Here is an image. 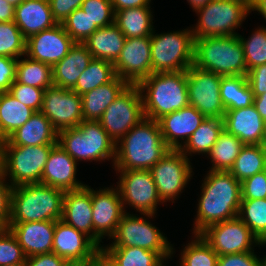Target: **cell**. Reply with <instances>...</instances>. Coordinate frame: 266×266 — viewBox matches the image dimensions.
<instances>
[{
  "label": "cell",
  "instance_id": "cell-14",
  "mask_svg": "<svg viewBox=\"0 0 266 266\" xmlns=\"http://www.w3.org/2000/svg\"><path fill=\"white\" fill-rule=\"evenodd\" d=\"M190 106L206 118H223L226 109L220 96L222 76L194 65L186 70Z\"/></svg>",
  "mask_w": 266,
  "mask_h": 266
},
{
  "label": "cell",
  "instance_id": "cell-37",
  "mask_svg": "<svg viewBox=\"0 0 266 266\" xmlns=\"http://www.w3.org/2000/svg\"><path fill=\"white\" fill-rule=\"evenodd\" d=\"M26 57L17 60L15 81L44 90L53 86L52 66Z\"/></svg>",
  "mask_w": 266,
  "mask_h": 266
},
{
  "label": "cell",
  "instance_id": "cell-17",
  "mask_svg": "<svg viewBox=\"0 0 266 266\" xmlns=\"http://www.w3.org/2000/svg\"><path fill=\"white\" fill-rule=\"evenodd\" d=\"M103 188L99 190L91 188L94 242L100 248L104 246L101 245L102 239L113 236L122 216L127 213L117 186Z\"/></svg>",
  "mask_w": 266,
  "mask_h": 266
},
{
  "label": "cell",
  "instance_id": "cell-18",
  "mask_svg": "<svg viewBox=\"0 0 266 266\" xmlns=\"http://www.w3.org/2000/svg\"><path fill=\"white\" fill-rule=\"evenodd\" d=\"M115 74L129 85H138L152 74L150 36L126 38L113 63Z\"/></svg>",
  "mask_w": 266,
  "mask_h": 266
},
{
  "label": "cell",
  "instance_id": "cell-3",
  "mask_svg": "<svg viewBox=\"0 0 266 266\" xmlns=\"http://www.w3.org/2000/svg\"><path fill=\"white\" fill-rule=\"evenodd\" d=\"M64 194L42 183L12 187L9 223L61 220Z\"/></svg>",
  "mask_w": 266,
  "mask_h": 266
},
{
  "label": "cell",
  "instance_id": "cell-32",
  "mask_svg": "<svg viewBox=\"0 0 266 266\" xmlns=\"http://www.w3.org/2000/svg\"><path fill=\"white\" fill-rule=\"evenodd\" d=\"M35 111L19 102L8 91L0 95V142L23 126Z\"/></svg>",
  "mask_w": 266,
  "mask_h": 266
},
{
  "label": "cell",
  "instance_id": "cell-63",
  "mask_svg": "<svg viewBox=\"0 0 266 266\" xmlns=\"http://www.w3.org/2000/svg\"><path fill=\"white\" fill-rule=\"evenodd\" d=\"M6 266H27V265H26V262H23V263H18L14 265H6Z\"/></svg>",
  "mask_w": 266,
  "mask_h": 266
},
{
  "label": "cell",
  "instance_id": "cell-34",
  "mask_svg": "<svg viewBox=\"0 0 266 266\" xmlns=\"http://www.w3.org/2000/svg\"><path fill=\"white\" fill-rule=\"evenodd\" d=\"M220 96L226 110L249 107L254 102L247 76H222Z\"/></svg>",
  "mask_w": 266,
  "mask_h": 266
},
{
  "label": "cell",
  "instance_id": "cell-35",
  "mask_svg": "<svg viewBox=\"0 0 266 266\" xmlns=\"http://www.w3.org/2000/svg\"><path fill=\"white\" fill-rule=\"evenodd\" d=\"M245 144L225 129L218 136V140L208 153L212 162V171H229Z\"/></svg>",
  "mask_w": 266,
  "mask_h": 266
},
{
  "label": "cell",
  "instance_id": "cell-23",
  "mask_svg": "<svg viewBox=\"0 0 266 266\" xmlns=\"http://www.w3.org/2000/svg\"><path fill=\"white\" fill-rule=\"evenodd\" d=\"M26 257L52 252L55 221L8 223Z\"/></svg>",
  "mask_w": 266,
  "mask_h": 266
},
{
  "label": "cell",
  "instance_id": "cell-7",
  "mask_svg": "<svg viewBox=\"0 0 266 266\" xmlns=\"http://www.w3.org/2000/svg\"><path fill=\"white\" fill-rule=\"evenodd\" d=\"M198 22L191 27L194 39L238 35L250 12V0H212L195 12Z\"/></svg>",
  "mask_w": 266,
  "mask_h": 266
},
{
  "label": "cell",
  "instance_id": "cell-66",
  "mask_svg": "<svg viewBox=\"0 0 266 266\" xmlns=\"http://www.w3.org/2000/svg\"><path fill=\"white\" fill-rule=\"evenodd\" d=\"M70 266H82V265H79V264H71Z\"/></svg>",
  "mask_w": 266,
  "mask_h": 266
},
{
  "label": "cell",
  "instance_id": "cell-64",
  "mask_svg": "<svg viewBox=\"0 0 266 266\" xmlns=\"http://www.w3.org/2000/svg\"><path fill=\"white\" fill-rule=\"evenodd\" d=\"M261 245H262V246H263V245L265 246V245H266V241H265V242H262ZM263 259H264V266H266V256H264Z\"/></svg>",
  "mask_w": 266,
  "mask_h": 266
},
{
  "label": "cell",
  "instance_id": "cell-12",
  "mask_svg": "<svg viewBox=\"0 0 266 266\" xmlns=\"http://www.w3.org/2000/svg\"><path fill=\"white\" fill-rule=\"evenodd\" d=\"M190 158L179 149H170L151 169L161 200L174 203L193 177Z\"/></svg>",
  "mask_w": 266,
  "mask_h": 266
},
{
  "label": "cell",
  "instance_id": "cell-26",
  "mask_svg": "<svg viewBox=\"0 0 266 266\" xmlns=\"http://www.w3.org/2000/svg\"><path fill=\"white\" fill-rule=\"evenodd\" d=\"M14 22L25 39L57 25L49 0H24L15 7Z\"/></svg>",
  "mask_w": 266,
  "mask_h": 266
},
{
  "label": "cell",
  "instance_id": "cell-60",
  "mask_svg": "<svg viewBox=\"0 0 266 266\" xmlns=\"http://www.w3.org/2000/svg\"><path fill=\"white\" fill-rule=\"evenodd\" d=\"M212 0H187L189 5L192 7L193 11L203 8Z\"/></svg>",
  "mask_w": 266,
  "mask_h": 266
},
{
  "label": "cell",
  "instance_id": "cell-13",
  "mask_svg": "<svg viewBox=\"0 0 266 266\" xmlns=\"http://www.w3.org/2000/svg\"><path fill=\"white\" fill-rule=\"evenodd\" d=\"M119 173L116 182L125 207H133L139 214H155L161 200L150 170H115ZM160 203V204H159ZM128 204V206H126Z\"/></svg>",
  "mask_w": 266,
  "mask_h": 266
},
{
  "label": "cell",
  "instance_id": "cell-41",
  "mask_svg": "<svg viewBox=\"0 0 266 266\" xmlns=\"http://www.w3.org/2000/svg\"><path fill=\"white\" fill-rule=\"evenodd\" d=\"M238 217L261 243L266 241V198L241 200Z\"/></svg>",
  "mask_w": 266,
  "mask_h": 266
},
{
  "label": "cell",
  "instance_id": "cell-65",
  "mask_svg": "<svg viewBox=\"0 0 266 266\" xmlns=\"http://www.w3.org/2000/svg\"><path fill=\"white\" fill-rule=\"evenodd\" d=\"M5 227L0 223V232L4 229Z\"/></svg>",
  "mask_w": 266,
  "mask_h": 266
},
{
  "label": "cell",
  "instance_id": "cell-42",
  "mask_svg": "<svg viewBox=\"0 0 266 266\" xmlns=\"http://www.w3.org/2000/svg\"><path fill=\"white\" fill-rule=\"evenodd\" d=\"M252 32L247 39L237 35L242 43L248 71L266 63V27L260 26Z\"/></svg>",
  "mask_w": 266,
  "mask_h": 266
},
{
  "label": "cell",
  "instance_id": "cell-59",
  "mask_svg": "<svg viewBox=\"0 0 266 266\" xmlns=\"http://www.w3.org/2000/svg\"><path fill=\"white\" fill-rule=\"evenodd\" d=\"M252 11L259 12L266 20V0H250V12Z\"/></svg>",
  "mask_w": 266,
  "mask_h": 266
},
{
  "label": "cell",
  "instance_id": "cell-45",
  "mask_svg": "<svg viewBox=\"0 0 266 266\" xmlns=\"http://www.w3.org/2000/svg\"><path fill=\"white\" fill-rule=\"evenodd\" d=\"M26 262V256L9 228L0 232V266Z\"/></svg>",
  "mask_w": 266,
  "mask_h": 266
},
{
  "label": "cell",
  "instance_id": "cell-5",
  "mask_svg": "<svg viewBox=\"0 0 266 266\" xmlns=\"http://www.w3.org/2000/svg\"><path fill=\"white\" fill-rule=\"evenodd\" d=\"M193 65L221 76H247L248 73L237 35L195 39Z\"/></svg>",
  "mask_w": 266,
  "mask_h": 266
},
{
  "label": "cell",
  "instance_id": "cell-52",
  "mask_svg": "<svg viewBox=\"0 0 266 266\" xmlns=\"http://www.w3.org/2000/svg\"><path fill=\"white\" fill-rule=\"evenodd\" d=\"M12 186L0 172V223L7 228L10 219Z\"/></svg>",
  "mask_w": 266,
  "mask_h": 266
},
{
  "label": "cell",
  "instance_id": "cell-24",
  "mask_svg": "<svg viewBox=\"0 0 266 266\" xmlns=\"http://www.w3.org/2000/svg\"><path fill=\"white\" fill-rule=\"evenodd\" d=\"M223 121L224 129L245 145H260L265 121L253 104L249 107L226 110Z\"/></svg>",
  "mask_w": 266,
  "mask_h": 266
},
{
  "label": "cell",
  "instance_id": "cell-20",
  "mask_svg": "<svg viewBox=\"0 0 266 266\" xmlns=\"http://www.w3.org/2000/svg\"><path fill=\"white\" fill-rule=\"evenodd\" d=\"M74 44L64 26L57 24L26 39L25 56L53 67L68 54Z\"/></svg>",
  "mask_w": 266,
  "mask_h": 266
},
{
  "label": "cell",
  "instance_id": "cell-31",
  "mask_svg": "<svg viewBox=\"0 0 266 266\" xmlns=\"http://www.w3.org/2000/svg\"><path fill=\"white\" fill-rule=\"evenodd\" d=\"M151 7L115 11L114 23L126 38L151 36L154 31Z\"/></svg>",
  "mask_w": 266,
  "mask_h": 266
},
{
  "label": "cell",
  "instance_id": "cell-56",
  "mask_svg": "<svg viewBox=\"0 0 266 266\" xmlns=\"http://www.w3.org/2000/svg\"><path fill=\"white\" fill-rule=\"evenodd\" d=\"M91 266H120L103 248H100Z\"/></svg>",
  "mask_w": 266,
  "mask_h": 266
},
{
  "label": "cell",
  "instance_id": "cell-38",
  "mask_svg": "<svg viewBox=\"0 0 266 266\" xmlns=\"http://www.w3.org/2000/svg\"><path fill=\"white\" fill-rule=\"evenodd\" d=\"M115 76L113 63L93 58L79 76L72 90L81 96L100 85L110 82Z\"/></svg>",
  "mask_w": 266,
  "mask_h": 266
},
{
  "label": "cell",
  "instance_id": "cell-2",
  "mask_svg": "<svg viewBox=\"0 0 266 266\" xmlns=\"http://www.w3.org/2000/svg\"><path fill=\"white\" fill-rule=\"evenodd\" d=\"M169 150L158 121L145 117L117 142L113 169L150 170Z\"/></svg>",
  "mask_w": 266,
  "mask_h": 266
},
{
  "label": "cell",
  "instance_id": "cell-22",
  "mask_svg": "<svg viewBox=\"0 0 266 266\" xmlns=\"http://www.w3.org/2000/svg\"><path fill=\"white\" fill-rule=\"evenodd\" d=\"M77 164L58 143L55 144L45 164L41 183L65 192L84 188L86 184L76 178Z\"/></svg>",
  "mask_w": 266,
  "mask_h": 266
},
{
  "label": "cell",
  "instance_id": "cell-58",
  "mask_svg": "<svg viewBox=\"0 0 266 266\" xmlns=\"http://www.w3.org/2000/svg\"><path fill=\"white\" fill-rule=\"evenodd\" d=\"M253 105L255 106L258 113L262 116L263 120L266 122V93L254 97Z\"/></svg>",
  "mask_w": 266,
  "mask_h": 266
},
{
  "label": "cell",
  "instance_id": "cell-54",
  "mask_svg": "<svg viewBox=\"0 0 266 266\" xmlns=\"http://www.w3.org/2000/svg\"><path fill=\"white\" fill-rule=\"evenodd\" d=\"M27 266H70L71 264L64 258L51 252L31 257H26Z\"/></svg>",
  "mask_w": 266,
  "mask_h": 266
},
{
  "label": "cell",
  "instance_id": "cell-15",
  "mask_svg": "<svg viewBox=\"0 0 266 266\" xmlns=\"http://www.w3.org/2000/svg\"><path fill=\"white\" fill-rule=\"evenodd\" d=\"M200 235L219 255L254 251L262 246L251 229L237 216L215 223L203 230Z\"/></svg>",
  "mask_w": 266,
  "mask_h": 266
},
{
  "label": "cell",
  "instance_id": "cell-46",
  "mask_svg": "<svg viewBox=\"0 0 266 266\" xmlns=\"http://www.w3.org/2000/svg\"><path fill=\"white\" fill-rule=\"evenodd\" d=\"M80 9L84 11L92 23L99 28L114 23L115 12L110 0H84Z\"/></svg>",
  "mask_w": 266,
  "mask_h": 266
},
{
  "label": "cell",
  "instance_id": "cell-51",
  "mask_svg": "<svg viewBox=\"0 0 266 266\" xmlns=\"http://www.w3.org/2000/svg\"><path fill=\"white\" fill-rule=\"evenodd\" d=\"M84 0H49L51 12L57 24H62L67 17L81 7Z\"/></svg>",
  "mask_w": 266,
  "mask_h": 266
},
{
  "label": "cell",
  "instance_id": "cell-44",
  "mask_svg": "<svg viewBox=\"0 0 266 266\" xmlns=\"http://www.w3.org/2000/svg\"><path fill=\"white\" fill-rule=\"evenodd\" d=\"M62 25L75 43H84L99 28L80 8L74 10Z\"/></svg>",
  "mask_w": 266,
  "mask_h": 266
},
{
  "label": "cell",
  "instance_id": "cell-10",
  "mask_svg": "<svg viewBox=\"0 0 266 266\" xmlns=\"http://www.w3.org/2000/svg\"><path fill=\"white\" fill-rule=\"evenodd\" d=\"M135 214L125 213L122 216L115 233L110 239L112 243L103 247H140L153 252H159L165 259H171L174 254L173 245L167 237L156 226L149 222V218H154L155 214ZM145 216L147 218H145ZM148 219V220H147Z\"/></svg>",
  "mask_w": 266,
  "mask_h": 266
},
{
  "label": "cell",
  "instance_id": "cell-21",
  "mask_svg": "<svg viewBox=\"0 0 266 266\" xmlns=\"http://www.w3.org/2000/svg\"><path fill=\"white\" fill-rule=\"evenodd\" d=\"M205 118L195 107L189 105L166 114L157 121L166 145L170 149H180Z\"/></svg>",
  "mask_w": 266,
  "mask_h": 266
},
{
  "label": "cell",
  "instance_id": "cell-50",
  "mask_svg": "<svg viewBox=\"0 0 266 266\" xmlns=\"http://www.w3.org/2000/svg\"><path fill=\"white\" fill-rule=\"evenodd\" d=\"M17 60L12 57L0 56V95L9 91L16 79Z\"/></svg>",
  "mask_w": 266,
  "mask_h": 266
},
{
  "label": "cell",
  "instance_id": "cell-61",
  "mask_svg": "<svg viewBox=\"0 0 266 266\" xmlns=\"http://www.w3.org/2000/svg\"><path fill=\"white\" fill-rule=\"evenodd\" d=\"M260 145L263 147V149L266 151V122H265V126H264V134H263V138L262 141L260 143Z\"/></svg>",
  "mask_w": 266,
  "mask_h": 266
},
{
  "label": "cell",
  "instance_id": "cell-30",
  "mask_svg": "<svg viewBox=\"0 0 266 266\" xmlns=\"http://www.w3.org/2000/svg\"><path fill=\"white\" fill-rule=\"evenodd\" d=\"M126 37L115 23L98 28L85 41L89 53L94 59L106 60L114 63L122 51Z\"/></svg>",
  "mask_w": 266,
  "mask_h": 266
},
{
  "label": "cell",
  "instance_id": "cell-55",
  "mask_svg": "<svg viewBox=\"0 0 266 266\" xmlns=\"http://www.w3.org/2000/svg\"><path fill=\"white\" fill-rule=\"evenodd\" d=\"M113 10L119 11L135 7H151V0H110Z\"/></svg>",
  "mask_w": 266,
  "mask_h": 266
},
{
  "label": "cell",
  "instance_id": "cell-1",
  "mask_svg": "<svg viewBox=\"0 0 266 266\" xmlns=\"http://www.w3.org/2000/svg\"><path fill=\"white\" fill-rule=\"evenodd\" d=\"M201 185L193 235L208 226L235 218L241 204V183L229 171L209 170Z\"/></svg>",
  "mask_w": 266,
  "mask_h": 266
},
{
  "label": "cell",
  "instance_id": "cell-27",
  "mask_svg": "<svg viewBox=\"0 0 266 266\" xmlns=\"http://www.w3.org/2000/svg\"><path fill=\"white\" fill-rule=\"evenodd\" d=\"M58 132L53 128L50 120L40 111L32 117L0 145L38 146L57 144Z\"/></svg>",
  "mask_w": 266,
  "mask_h": 266
},
{
  "label": "cell",
  "instance_id": "cell-62",
  "mask_svg": "<svg viewBox=\"0 0 266 266\" xmlns=\"http://www.w3.org/2000/svg\"><path fill=\"white\" fill-rule=\"evenodd\" d=\"M10 5L16 7L21 4L24 0H6Z\"/></svg>",
  "mask_w": 266,
  "mask_h": 266
},
{
  "label": "cell",
  "instance_id": "cell-11",
  "mask_svg": "<svg viewBox=\"0 0 266 266\" xmlns=\"http://www.w3.org/2000/svg\"><path fill=\"white\" fill-rule=\"evenodd\" d=\"M145 118L137 85H129L104 111L99 122L115 144Z\"/></svg>",
  "mask_w": 266,
  "mask_h": 266
},
{
  "label": "cell",
  "instance_id": "cell-48",
  "mask_svg": "<svg viewBox=\"0 0 266 266\" xmlns=\"http://www.w3.org/2000/svg\"><path fill=\"white\" fill-rule=\"evenodd\" d=\"M241 198L242 200L266 198V170L241 182Z\"/></svg>",
  "mask_w": 266,
  "mask_h": 266
},
{
  "label": "cell",
  "instance_id": "cell-29",
  "mask_svg": "<svg viewBox=\"0 0 266 266\" xmlns=\"http://www.w3.org/2000/svg\"><path fill=\"white\" fill-rule=\"evenodd\" d=\"M129 84L117 75L108 83L81 95L82 114L86 121H99L107 107Z\"/></svg>",
  "mask_w": 266,
  "mask_h": 266
},
{
  "label": "cell",
  "instance_id": "cell-9",
  "mask_svg": "<svg viewBox=\"0 0 266 266\" xmlns=\"http://www.w3.org/2000/svg\"><path fill=\"white\" fill-rule=\"evenodd\" d=\"M151 39L152 73L186 71L193 65L194 37L191 27L155 34Z\"/></svg>",
  "mask_w": 266,
  "mask_h": 266
},
{
  "label": "cell",
  "instance_id": "cell-39",
  "mask_svg": "<svg viewBox=\"0 0 266 266\" xmlns=\"http://www.w3.org/2000/svg\"><path fill=\"white\" fill-rule=\"evenodd\" d=\"M120 266H160L166 259L140 247H102Z\"/></svg>",
  "mask_w": 266,
  "mask_h": 266
},
{
  "label": "cell",
  "instance_id": "cell-40",
  "mask_svg": "<svg viewBox=\"0 0 266 266\" xmlns=\"http://www.w3.org/2000/svg\"><path fill=\"white\" fill-rule=\"evenodd\" d=\"M193 240L181 250L180 266H217L218 254L200 234H194Z\"/></svg>",
  "mask_w": 266,
  "mask_h": 266
},
{
  "label": "cell",
  "instance_id": "cell-43",
  "mask_svg": "<svg viewBox=\"0 0 266 266\" xmlns=\"http://www.w3.org/2000/svg\"><path fill=\"white\" fill-rule=\"evenodd\" d=\"M25 55L26 39L15 22H0V56L19 59Z\"/></svg>",
  "mask_w": 266,
  "mask_h": 266
},
{
  "label": "cell",
  "instance_id": "cell-47",
  "mask_svg": "<svg viewBox=\"0 0 266 266\" xmlns=\"http://www.w3.org/2000/svg\"><path fill=\"white\" fill-rule=\"evenodd\" d=\"M8 92L19 102L33 109L35 112L41 110L44 89L24 85L14 81Z\"/></svg>",
  "mask_w": 266,
  "mask_h": 266
},
{
  "label": "cell",
  "instance_id": "cell-36",
  "mask_svg": "<svg viewBox=\"0 0 266 266\" xmlns=\"http://www.w3.org/2000/svg\"><path fill=\"white\" fill-rule=\"evenodd\" d=\"M266 169V151L261 145H244L229 172L240 183Z\"/></svg>",
  "mask_w": 266,
  "mask_h": 266
},
{
  "label": "cell",
  "instance_id": "cell-28",
  "mask_svg": "<svg viewBox=\"0 0 266 266\" xmlns=\"http://www.w3.org/2000/svg\"><path fill=\"white\" fill-rule=\"evenodd\" d=\"M92 59L83 43H75L68 54L52 67L53 85L72 90Z\"/></svg>",
  "mask_w": 266,
  "mask_h": 266
},
{
  "label": "cell",
  "instance_id": "cell-57",
  "mask_svg": "<svg viewBox=\"0 0 266 266\" xmlns=\"http://www.w3.org/2000/svg\"><path fill=\"white\" fill-rule=\"evenodd\" d=\"M15 7L6 0H0V22L14 21Z\"/></svg>",
  "mask_w": 266,
  "mask_h": 266
},
{
  "label": "cell",
  "instance_id": "cell-33",
  "mask_svg": "<svg viewBox=\"0 0 266 266\" xmlns=\"http://www.w3.org/2000/svg\"><path fill=\"white\" fill-rule=\"evenodd\" d=\"M224 129L223 118H205L199 128L180 147V151L188 158L192 154L208 155Z\"/></svg>",
  "mask_w": 266,
  "mask_h": 266
},
{
  "label": "cell",
  "instance_id": "cell-49",
  "mask_svg": "<svg viewBox=\"0 0 266 266\" xmlns=\"http://www.w3.org/2000/svg\"><path fill=\"white\" fill-rule=\"evenodd\" d=\"M217 266H264V259L254 251L218 256Z\"/></svg>",
  "mask_w": 266,
  "mask_h": 266
},
{
  "label": "cell",
  "instance_id": "cell-19",
  "mask_svg": "<svg viewBox=\"0 0 266 266\" xmlns=\"http://www.w3.org/2000/svg\"><path fill=\"white\" fill-rule=\"evenodd\" d=\"M100 247L86 234L63 220L55 221L52 252L70 264L91 266Z\"/></svg>",
  "mask_w": 266,
  "mask_h": 266
},
{
  "label": "cell",
  "instance_id": "cell-6",
  "mask_svg": "<svg viewBox=\"0 0 266 266\" xmlns=\"http://www.w3.org/2000/svg\"><path fill=\"white\" fill-rule=\"evenodd\" d=\"M57 143L77 163L78 161L106 162L116 156V144L99 121L83 120L78 127L58 132Z\"/></svg>",
  "mask_w": 266,
  "mask_h": 266
},
{
  "label": "cell",
  "instance_id": "cell-8",
  "mask_svg": "<svg viewBox=\"0 0 266 266\" xmlns=\"http://www.w3.org/2000/svg\"><path fill=\"white\" fill-rule=\"evenodd\" d=\"M54 145H0V172L12 187L41 183V176ZM8 176V178H7Z\"/></svg>",
  "mask_w": 266,
  "mask_h": 266
},
{
  "label": "cell",
  "instance_id": "cell-53",
  "mask_svg": "<svg viewBox=\"0 0 266 266\" xmlns=\"http://www.w3.org/2000/svg\"><path fill=\"white\" fill-rule=\"evenodd\" d=\"M247 80L254 97L266 93V63L250 69L247 73Z\"/></svg>",
  "mask_w": 266,
  "mask_h": 266
},
{
  "label": "cell",
  "instance_id": "cell-16",
  "mask_svg": "<svg viewBox=\"0 0 266 266\" xmlns=\"http://www.w3.org/2000/svg\"><path fill=\"white\" fill-rule=\"evenodd\" d=\"M40 112L57 132L78 127L84 120L81 96L71 89L54 85L44 90Z\"/></svg>",
  "mask_w": 266,
  "mask_h": 266
},
{
  "label": "cell",
  "instance_id": "cell-25",
  "mask_svg": "<svg viewBox=\"0 0 266 266\" xmlns=\"http://www.w3.org/2000/svg\"><path fill=\"white\" fill-rule=\"evenodd\" d=\"M92 215L91 186L86 185L82 189L65 192L61 220L94 241Z\"/></svg>",
  "mask_w": 266,
  "mask_h": 266
},
{
  "label": "cell",
  "instance_id": "cell-4",
  "mask_svg": "<svg viewBox=\"0 0 266 266\" xmlns=\"http://www.w3.org/2000/svg\"><path fill=\"white\" fill-rule=\"evenodd\" d=\"M144 116L157 121L189 106L186 71L152 73L138 85Z\"/></svg>",
  "mask_w": 266,
  "mask_h": 266
}]
</instances>
